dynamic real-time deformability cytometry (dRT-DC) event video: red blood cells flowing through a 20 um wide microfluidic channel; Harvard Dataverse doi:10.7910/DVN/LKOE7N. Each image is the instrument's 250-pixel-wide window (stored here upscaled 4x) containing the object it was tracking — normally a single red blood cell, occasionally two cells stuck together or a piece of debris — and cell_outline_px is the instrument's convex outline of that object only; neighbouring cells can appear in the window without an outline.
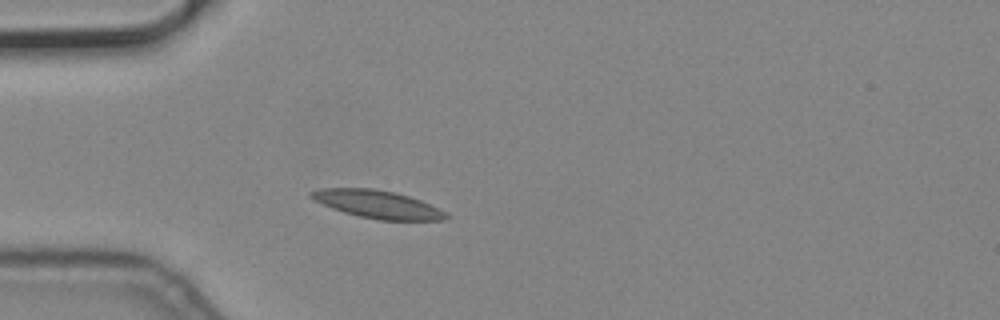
{"species": "common noctule bat (a hibernating species)", "species_latin": "Nyctalus noctula", "temperature_condition": "cold", "stored_images_in_passage": 4, "camera_frame_rate_fps": 3000, "um_per_image_px": 0.085, "animal": {"sex": "male", "body_mass_g": 19.2, "forearm_length_mm": 51.8}, "frame": {"image": 1, "passage_image": 4, "time_ms": 1.0, "image_size_px": [1000, 320], "cell_outline_px": [[448, 216], [444, 220], [380, 220], [360, 216], [344, 212], [332, 208], [312, 200], [308, 196], [308, 192], [320, 188], [372, 188], [396, 192], [420, 200], [444, 212]], "centroid_in_image_um": [32.0, 17.35], "position_along_channel_um": 53.0, "area_um2": 21.73}}